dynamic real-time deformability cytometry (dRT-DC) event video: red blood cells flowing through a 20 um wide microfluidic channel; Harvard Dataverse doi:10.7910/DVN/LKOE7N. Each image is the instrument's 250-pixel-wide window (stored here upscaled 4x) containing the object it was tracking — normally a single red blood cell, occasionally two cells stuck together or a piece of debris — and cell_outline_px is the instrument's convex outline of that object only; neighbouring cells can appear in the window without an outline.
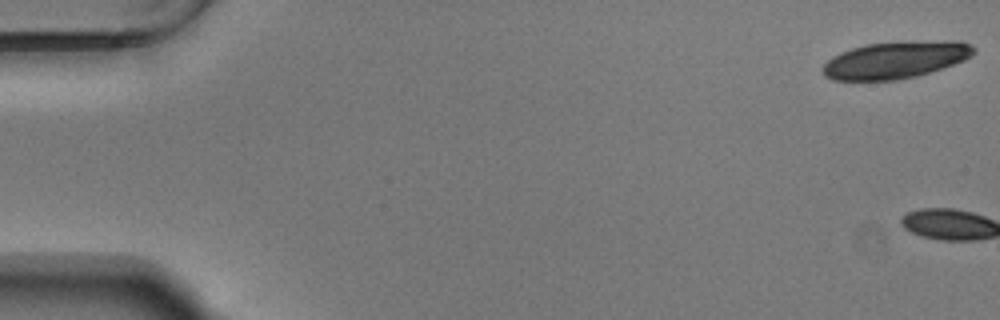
{"species": "Egyptian fruit bat (a non-hibernating species)", "species_latin": "Rousettus aegyptiacus", "temperature_condition": "warm", "stored_images_in_passage": 3, "camera_frame_rate_fps": 3000, "um_per_image_px": 0.085, "animal": {"sex": "male"}, "frame": {"image": 1, "passage_image": 1, "time_ms": 0.0, "image_size_px": [1000, 320], "cell_outline_px": [[976, 52], [972, 56], [964, 60], [916, 76], [896, 80], [832, 80], [824, 76], [824, 64], [832, 56], [840, 52], [864, 44], [944, 40], [960, 40], [976, 48]], "centroid_in_image_um": [76.13, 5.09], "position_along_channel_um": 8.9, "area_um2": 32.37}}